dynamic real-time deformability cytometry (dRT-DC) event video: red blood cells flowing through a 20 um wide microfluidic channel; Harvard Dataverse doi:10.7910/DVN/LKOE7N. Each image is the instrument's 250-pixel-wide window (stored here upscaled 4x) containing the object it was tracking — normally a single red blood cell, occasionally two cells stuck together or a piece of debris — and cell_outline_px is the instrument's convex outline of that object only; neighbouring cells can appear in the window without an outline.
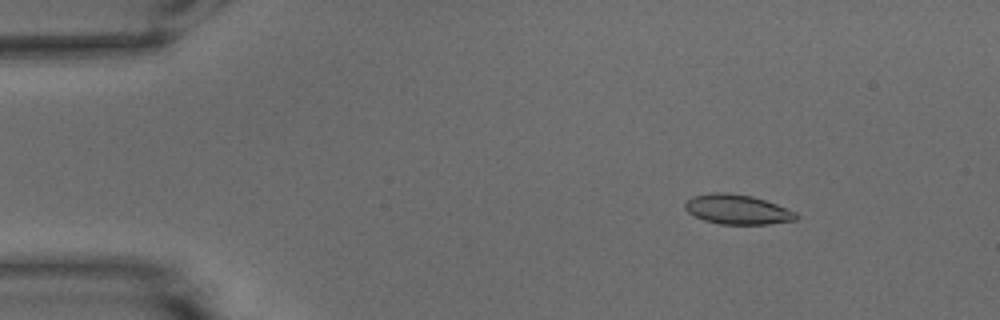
{"species": "common noctule bat (a hibernating species)", "species_latin": "Nyctalus noctula", "temperature_condition": "warm", "stored_images_in_passage": 54, "camera_frame_rate_fps": 3000, "um_per_image_px": 0.085, "animal": {"sex": "male", "body_mass_g": 15.6}, "frame": {"image": 1, "passage_image": 8, "time_ms": 2.333, "image_size_px": [1000, 320], "cell_outline_px": [[800, 216], [796, 220], [768, 224], [720, 224], [704, 220], [688, 212], [684, 208], [684, 204], [692, 196], [712, 192], [728, 192], [752, 196], [776, 204], [796, 212]], "centroid_in_image_um": [62.68, 17.8], "position_along_channel_um": 22.3, "area_um2": 19.25}}
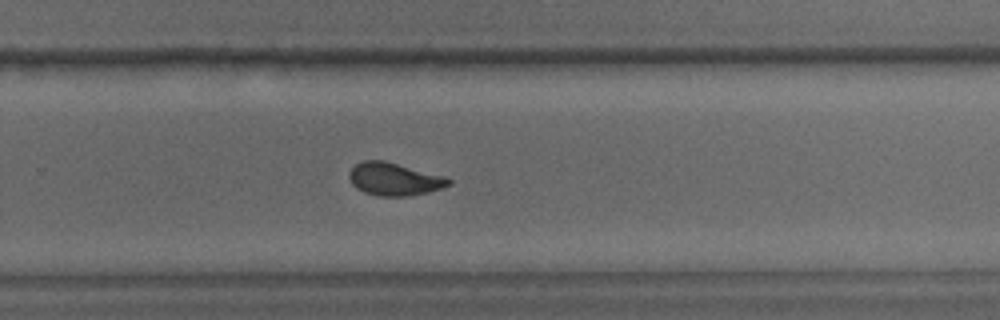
{"frame": {"image": 2, "passage_image": 36, "time_ms": 11.667, "image_size_px": [1000, 320], "cell_outline_px": [[452, 184], [428, 192], [408, 196], [380, 196], [364, 192], [356, 188], [352, 184], [348, 176], [348, 172], [360, 160], [384, 160], [444, 176], [452, 180]], "centroid_in_image_um": [33.49, 15.22], "position_along_channel_um": 296.3, "area_um2": 19.02}}
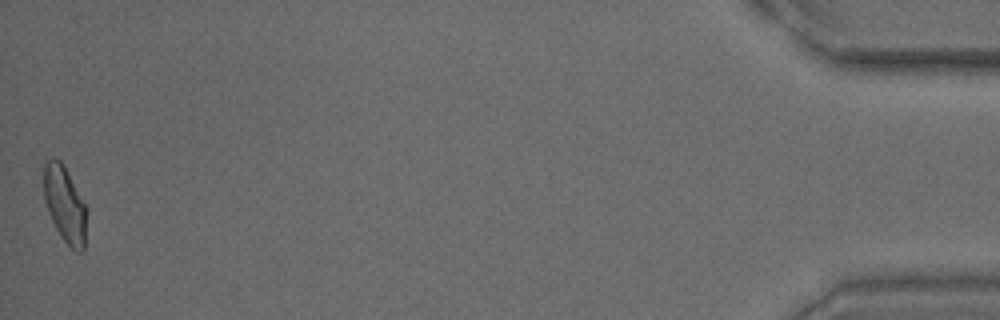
{"frame": {"image": 3, "passage_image": 54, "time_ms": 17.667, "image_size_px": [1000, 320], "cell_outline_px": [[88, 208], [84, 252], [76, 252], [60, 236], [48, 212], [44, 200], [44, 164], [52, 156], [60, 160]], "centroid_in_image_um": [5.53, 17.41], "position_along_channel_um": 429.7, "area_um2": 19.19}, "authors_computed_cell_mechanics": {"area_um2": 19.0451, "velocity_mm_per_s": 3.7844, "shape_relaxation_time_tau1_ms": 4.5609, "shape_relaxation_time_tau2_ms": 0.694, "deformation_change_tau1": 0.1729, "deformation_change_tau2": 0.0728}}